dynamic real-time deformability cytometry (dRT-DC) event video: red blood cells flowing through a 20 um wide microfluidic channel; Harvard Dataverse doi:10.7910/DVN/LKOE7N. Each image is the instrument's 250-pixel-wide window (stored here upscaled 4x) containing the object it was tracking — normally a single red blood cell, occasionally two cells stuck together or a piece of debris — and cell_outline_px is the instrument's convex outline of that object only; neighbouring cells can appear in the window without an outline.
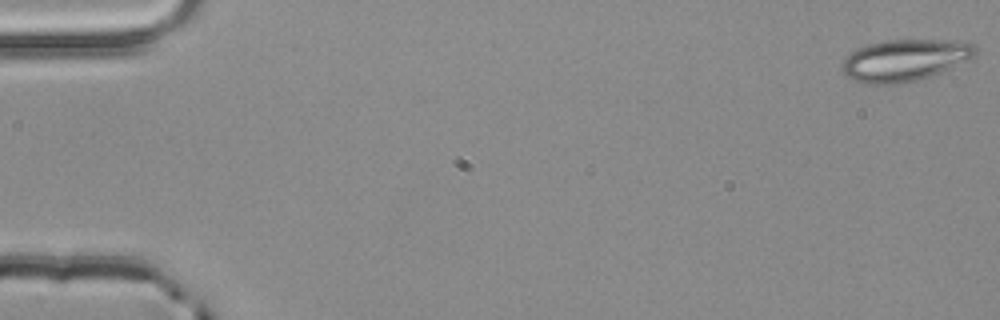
{"species": "common noctule bat (a hibernating species)", "species_latin": "Nyctalus noctula", "temperature_condition": "room temperature", "stored_images_in_passage": 4, "camera_frame_rate_fps": 3000, "um_per_image_px": 0.085, "animal": {"sex": "male", "body_mass_g": 20.4}, "frame": {"image": 1, "passage_image": 1, "time_ms": 0.0, "image_size_px": [1000, 320], "cell_outline_px": [[976, 56], [968, 60], [940, 72], [928, 76], [900, 84], [868, 84], [856, 80], [848, 76], [840, 68], [840, 64], [844, 56], [868, 44], [888, 40], [960, 40], [972, 44], [976, 48]], "centroid_in_image_um": [76.9, 5.1], "position_along_channel_um": 8.1, "area_um2": 32.25}}